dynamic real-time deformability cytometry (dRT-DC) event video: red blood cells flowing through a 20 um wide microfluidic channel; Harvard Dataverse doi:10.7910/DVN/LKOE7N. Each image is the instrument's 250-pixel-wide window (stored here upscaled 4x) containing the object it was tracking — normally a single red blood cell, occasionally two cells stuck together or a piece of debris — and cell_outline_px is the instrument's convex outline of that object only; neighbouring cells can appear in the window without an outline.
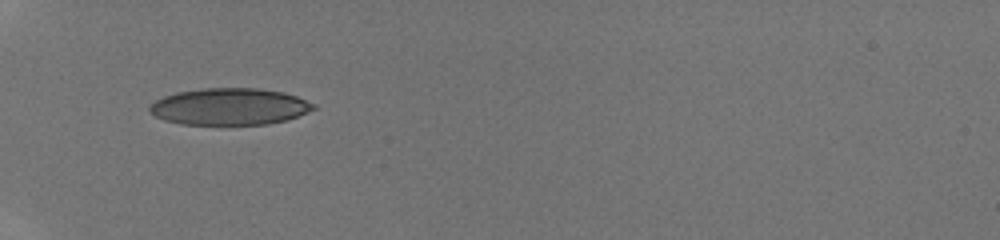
{"species": "human", "species_latin": "Homo sapiens", "temperature_condition": "room temperature", "stored_images_in_passage": 29, "camera_frame_rate_fps": 3000, "um_per_image_px": 0.085, "donor": {"sex": "male"}, "frame": {"image": 1, "passage_image": 1, "time_ms": 0.0, "image_size_px": [1000, 240], "cell_outline_px": [[316, 108], [288, 120], [268, 124], [180, 124], [164, 120], [148, 112], [148, 104], [164, 96], [176, 92], [204, 88], [256, 88], [284, 92], [296, 96], [316, 104]], "centroid_in_image_um": [19.49, 9.06], "position_along_channel_um": 65.5, "area_um2": 35.26}}
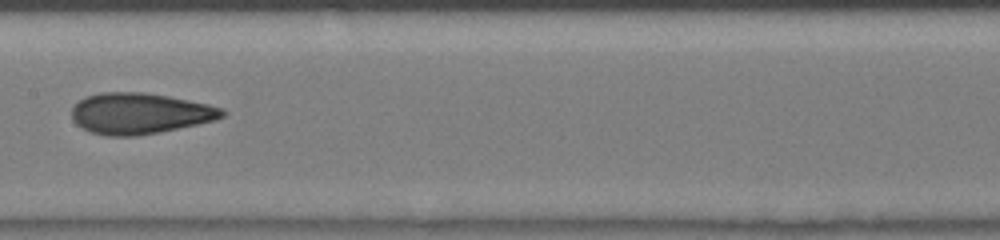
{"frame": {"image": 2, "passage_image": 10, "time_ms": 3.0, "image_size_px": [1000, 240], "cell_outline_px": [[228, 112], [224, 116], [216, 120], [160, 132], [136, 136], [108, 136], [92, 132], [76, 124], [72, 120], [72, 108], [84, 96], [100, 92], [144, 92], [168, 96], [208, 104], [224, 108]], "centroid_in_image_um": [11.9, 9.64], "position_along_channel_um": 195.5, "area_um2": 36.07}}
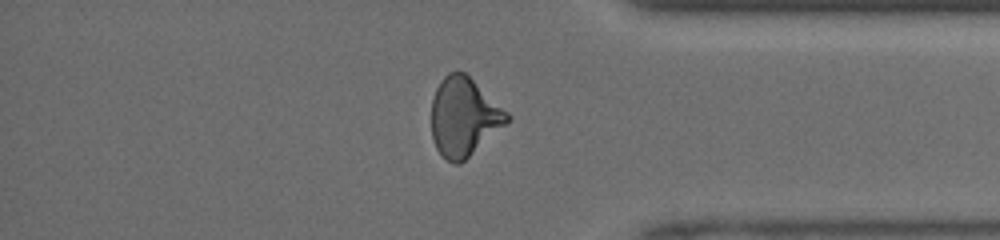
{"frame": {"image": 3, "passage_image": 23, "time_ms": 7.333, "image_size_px": [1000, 240], "cell_outline_px": [[512, 116], [504, 124], [460, 164], [452, 164], [436, 148], [432, 136], [432, 100], [436, 88], [440, 80], [448, 72], [464, 72], [508, 112]], "centroid_in_image_um": [39.4, 9.92], "position_along_channel_um": 395.8, "area_um2": 33.93}}